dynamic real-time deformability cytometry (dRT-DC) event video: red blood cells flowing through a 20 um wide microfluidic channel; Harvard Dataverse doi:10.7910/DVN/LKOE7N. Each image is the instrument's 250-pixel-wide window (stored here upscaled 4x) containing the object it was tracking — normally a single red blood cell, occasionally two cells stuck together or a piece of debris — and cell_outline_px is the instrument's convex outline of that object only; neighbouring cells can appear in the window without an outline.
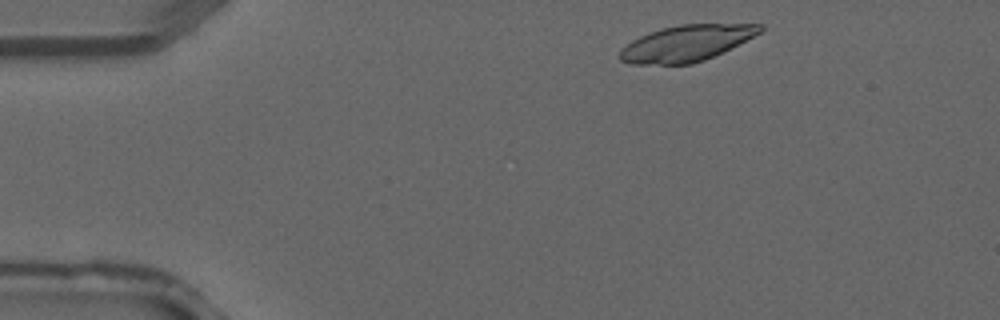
{"species": "common noctule bat (a hibernating species)", "species_latin": "Nyctalus noctula", "temperature_condition": "warm", "stored_images_in_passage": 2, "camera_frame_rate_fps": 3000, "um_per_image_px": 0.085, "animal": {"sex": "male", "forearm_length_mm": 52.5}, "frame": {"image": 1, "passage_image": 1, "time_ms": 0.0, "image_size_px": [1000, 320], "cell_outline_px": [[764, 28], [760, 32], [704, 60], [692, 64], [628, 64], [620, 60], [616, 56], [632, 40], [648, 32], [680, 24], [764, 24]], "centroid_in_image_um": [58.28, 3.68], "position_along_channel_um": 26.7, "area_um2": 28.96}}